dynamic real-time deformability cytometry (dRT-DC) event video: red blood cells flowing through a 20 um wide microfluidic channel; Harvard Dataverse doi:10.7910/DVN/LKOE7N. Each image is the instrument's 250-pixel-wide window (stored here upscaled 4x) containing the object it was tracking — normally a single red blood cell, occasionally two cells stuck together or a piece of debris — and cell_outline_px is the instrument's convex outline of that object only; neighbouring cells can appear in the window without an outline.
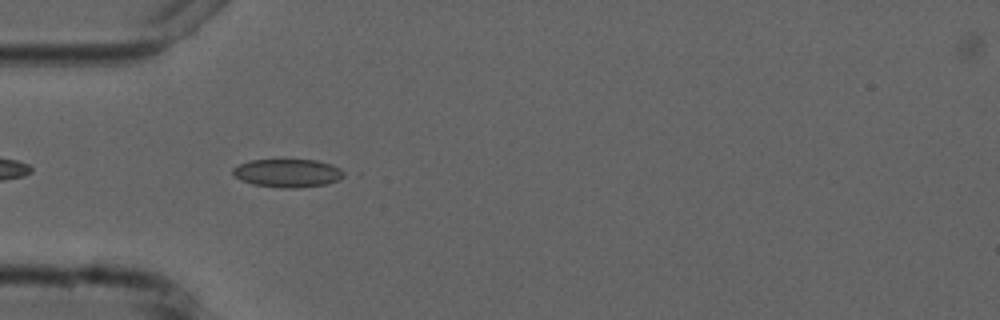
{"species": "common noctule bat (a hibernating species)", "species_latin": "Nyctalus noctula", "temperature_condition": "cold", "stored_images_in_passage": 7, "camera_frame_rate_fps": 3000, "um_per_image_px": 0.085, "animal": {"sex": "male", "forearm_length_mm": 52.5}, "frame": {"image": 1, "passage_image": 4, "time_ms": 5.0, "image_size_px": [1000, 320], "cell_outline_px": [[348, 176], [340, 180], [328, 184], [300, 188], [280, 188], [252, 184], [240, 180], [232, 172], [232, 168], [248, 160], [316, 160], [332, 164], [348, 172]], "centroid_in_image_um": [24.54, 14.72], "position_along_channel_um": 60.5, "area_um2": 18.73}}
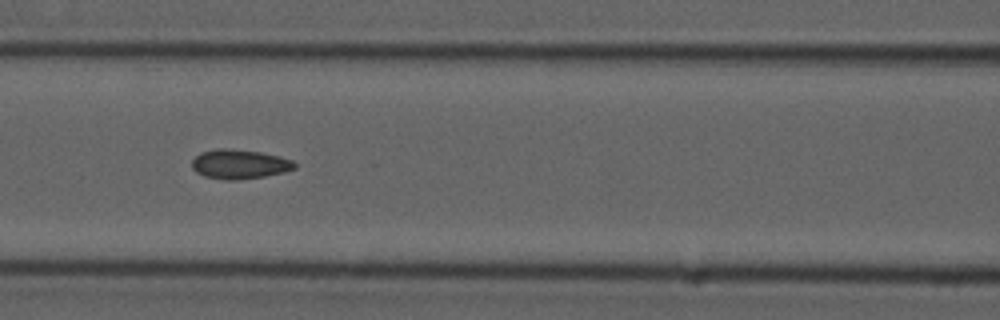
{"frame": {"image": 2, "passage_image": 6, "time_ms": 7.333, "image_size_px": [1000, 320], "cell_outline_px": [[296, 168], [284, 172], [264, 176], [236, 180], [224, 180], [204, 176], [196, 172], [192, 168], [192, 160], [200, 152], [216, 148], [224, 148], [260, 152], [280, 156], [292, 160], [296, 164]], "centroid_in_image_um": [20.34, 13.95], "position_along_channel_um": 146.3, "area_um2": 17.63}}
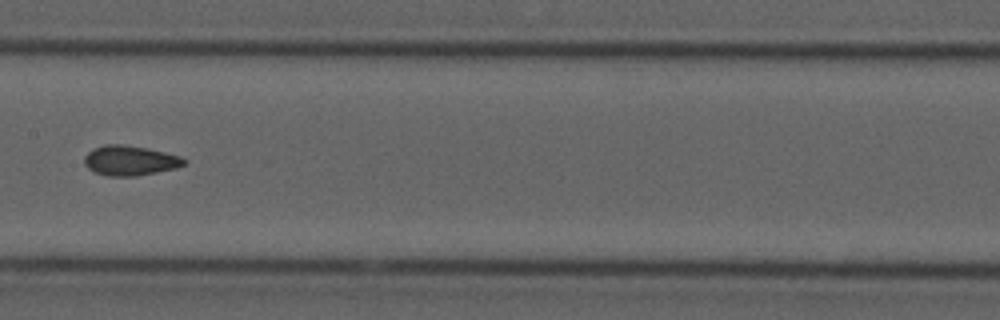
{"frame": {"image": 3, "passage_image": 7, "time_ms": 8.667, "image_size_px": [1000, 320], "cell_outline_px": [[188, 164], [176, 168], [136, 176], [108, 176], [96, 172], [88, 168], [84, 164], [84, 156], [92, 148], [104, 144], [120, 144], [148, 148], [180, 156], [188, 160]], "centroid_in_image_um": [11.06, 13.64], "position_along_channel_um": 196.3, "area_um2": 17.51}}